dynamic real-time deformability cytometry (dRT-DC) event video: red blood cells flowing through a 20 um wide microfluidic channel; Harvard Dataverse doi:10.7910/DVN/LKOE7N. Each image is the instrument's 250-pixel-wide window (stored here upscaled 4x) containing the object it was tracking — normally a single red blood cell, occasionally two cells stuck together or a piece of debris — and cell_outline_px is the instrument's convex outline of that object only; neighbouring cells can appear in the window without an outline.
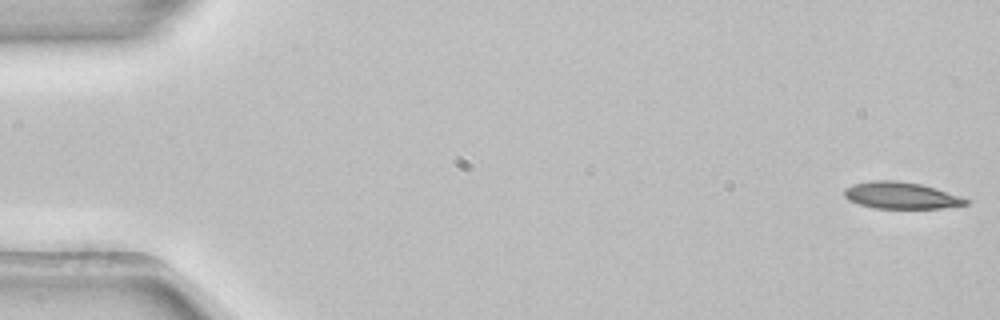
{"species": "common noctule bat (a hibernating species)", "species_latin": "Nyctalus noctula", "temperature_condition": "room temperature", "stored_images_in_passage": 4, "camera_frame_rate_fps": 3000, "um_per_image_px": 0.085, "animal": {"sex": "female", "body_mass_g": 22.7, "forearm_length_mm": 54.2}, "frame": {"image": 1, "passage_image": 1, "time_ms": 0.0, "image_size_px": [1000, 320], "cell_outline_px": [[968, 204], [940, 208], [872, 208], [848, 200], [844, 196], [844, 188], [852, 184], [872, 180], [896, 180], [920, 184], [936, 188], [968, 200]], "centroid_in_image_um": [76.51, 16.6], "position_along_channel_um": 8.5, "area_um2": 18.79}}
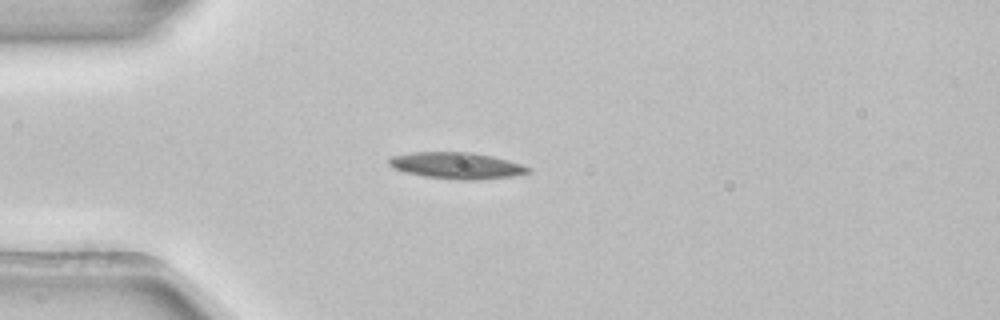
{"frame": {"image": 2, "passage_image": 4, "time_ms": 1.0, "image_size_px": [1000, 320], "cell_outline_px": [[532, 172], [512, 176], [480, 180], [456, 180], [424, 176], [404, 172], [392, 168], [388, 164], [388, 160], [392, 156], [412, 152], [472, 152], [492, 156], [508, 160], [532, 168]], "centroid_in_image_um": [38.82, 14.08], "position_along_channel_um": 46.2, "area_um2": 21.68}}